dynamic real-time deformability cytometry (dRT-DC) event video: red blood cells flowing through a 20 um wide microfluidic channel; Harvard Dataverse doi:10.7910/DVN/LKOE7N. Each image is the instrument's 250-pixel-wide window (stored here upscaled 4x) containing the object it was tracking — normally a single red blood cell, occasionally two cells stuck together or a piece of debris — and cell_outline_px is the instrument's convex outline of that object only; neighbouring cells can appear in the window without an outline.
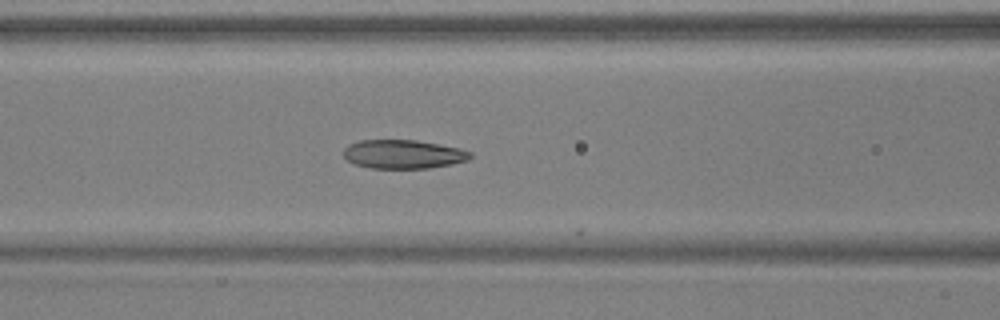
{"species": "common noctule bat (a hibernating species)", "species_latin": "Nyctalus noctula", "temperature_condition": "warm", "stored_images_in_passage": 25, "camera_frame_rate_fps": 3000, "um_per_image_px": 0.085, "animal": {"sex": "male", "body_mass_g": 17.9, "forearm_length_mm": 54.2}, "frame": {"image": 1, "passage_image": 21, "time_ms": 6.667, "image_size_px": [1000, 320], "cell_outline_px": [[472, 156], [468, 160], [452, 164], [428, 168], [372, 168], [356, 164], [348, 160], [344, 156], [344, 148], [348, 144], [360, 140], [416, 140], [460, 148], [472, 152]], "centroid_in_image_um": [34.29, 13.1], "position_along_channel_um": 132.3, "area_um2": 21.21}}
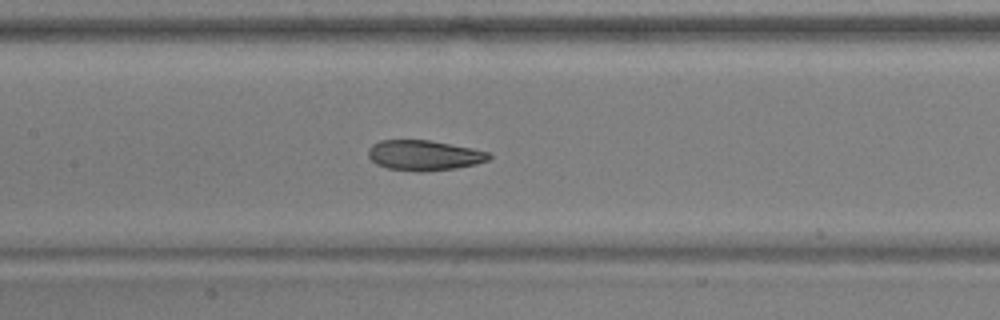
{"frame": {"image": 2, "passage_image": 24, "time_ms": 7.667, "image_size_px": [1000, 320], "cell_outline_px": [[492, 156], [488, 160], [476, 164], [456, 168], [424, 172], [416, 172], [388, 168], [376, 164], [368, 156], [368, 148], [372, 144], [380, 140], [428, 140], [472, 148], [488, 152]], "centroid_in_image_um": [36.03, 13.21], "position_along_channel_um": 171.4, "area_um2": 21.33}}